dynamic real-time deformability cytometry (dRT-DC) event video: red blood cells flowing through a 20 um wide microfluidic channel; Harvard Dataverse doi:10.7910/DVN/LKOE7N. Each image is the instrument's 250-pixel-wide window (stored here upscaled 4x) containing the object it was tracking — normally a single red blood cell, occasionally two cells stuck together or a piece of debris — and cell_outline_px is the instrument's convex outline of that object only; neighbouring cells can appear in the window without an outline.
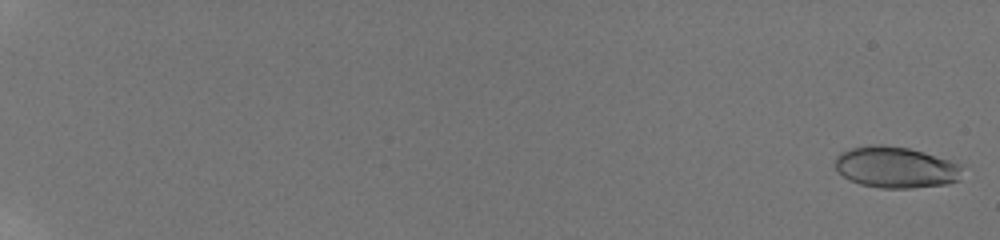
{"species": "human", "species_latin": "Homo sapiens", "temperature_condition": "room temperature", "stored_images_in_passage": 58, "camera_frame_rate_fps": 3000, "um_per_image_px": 0.085, "donor": {"sex": "male"}, "frame": {"image": 1, "passage_image": 1, "time_ms": 0.0, "image_size_px": [1000, 240], "cell_outline_px": [[964, 164], [960, 180], [948, 184], [912, 188], [880, 188], [860, 184], [844, 176], [836, 168], [836, 156], [840, 152], [848, 148], [868, 144], [880, 144], [908, 148], [924, 152]], "centroid_in_image_um": [76.18, 14.21], "position_along_channel_um": 8.8, "area_um2": 30.98}}
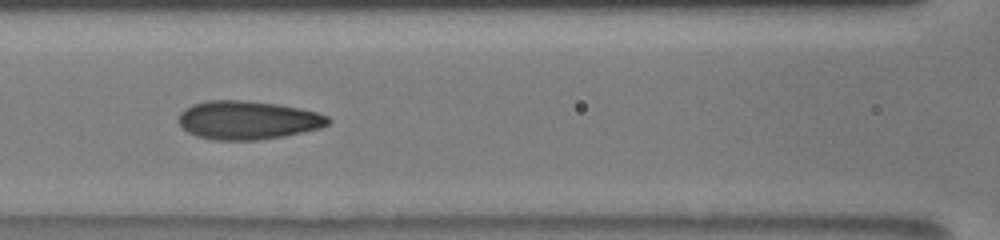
{"frame": {"image": 2, "passage_image": 31, "time_ms": 10.0, "image_size_px": [1000, 240], "cell_outline_px": [[332, 120], [328, 124], [320, 128], [304, 132], [284, 136], [256, 140], [212, 140], [196, 136], [188, 132], [180, 124], [180, 112], [184, 108], [192, 104], [208, 100], [248, 100], [280, 104], [300, 108], [316, 112], [328, 116]], "centroid_in_image_um": [21.07, 10.2], "position_along_channel_um": 145.5, "area_um2": 33.81}}
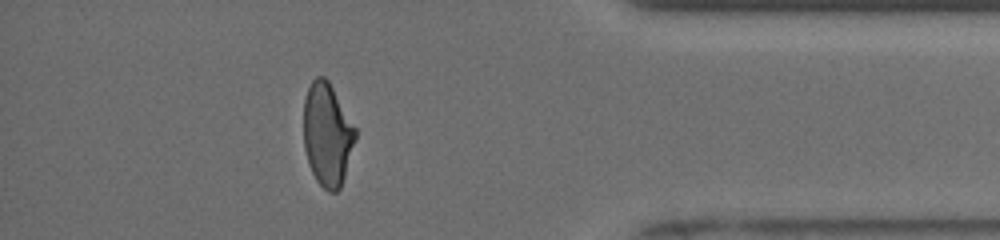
{"frame": {"image": 3, "passage_image": 53, "time_ms": 17.333, "image_size_px": [1000, 240], "cell_outline_px": [[356, 140], [340, 188], [336, 192], [328, 192], [316, 180], [308, 164], [304, 148], [304, 100], [308, 88], [312, 80], [316, 76], [324, 76], [328, 80], [356, 128]], "centroid_in_image_um": [27.81, 11.43], "position_along_channel_um": 407.4, "area_um2": 31.04}, "authors_computed_cell_mechanics": {"area_um2": 31.9345, "velocity_mm_per_s": 3.8714, "shape_relaxation_time_tau1_ms": 10.0802, "shape_relaxation_time_tau2_ms": 0.9235, "deformation_change_tau1": 0.2577, "deformation_change_tau2": 0.0705}}